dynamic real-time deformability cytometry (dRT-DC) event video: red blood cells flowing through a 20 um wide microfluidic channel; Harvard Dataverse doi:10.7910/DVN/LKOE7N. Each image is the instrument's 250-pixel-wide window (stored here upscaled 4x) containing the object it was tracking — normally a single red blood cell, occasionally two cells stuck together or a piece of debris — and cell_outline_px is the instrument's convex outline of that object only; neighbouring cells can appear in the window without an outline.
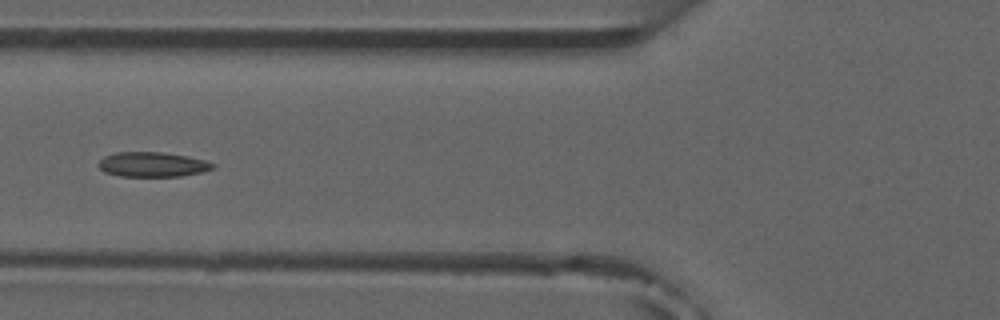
{"species": "common noctule bat (a hibernating species)", "species_latin": "Nyctalus noctula", "temperature_condition": "room temperature", "stored_images_in_passage": 5, "camera_frame_rate_fps": 3000, "um_per_image_px": 0.085, "animal": {"sex": "male", "forearm_length_mm": 52.5}, "frame": {"image": 1, "passage_image": 5, "time_ms": 4.333, "image_size_px": [1000, 320], "cell_outline_px": [[216, 168], [200, 172], [180, 176], [120, 176], [104, 172], [96, 164], [104, 156], [116, 152], [160, 152], [188, 156], [204, 160], [216, 164]], "centroid_in_image_um": [12.95, 13.97], "position_along_channel_um": 112.9, "area_um2": 16.53}}